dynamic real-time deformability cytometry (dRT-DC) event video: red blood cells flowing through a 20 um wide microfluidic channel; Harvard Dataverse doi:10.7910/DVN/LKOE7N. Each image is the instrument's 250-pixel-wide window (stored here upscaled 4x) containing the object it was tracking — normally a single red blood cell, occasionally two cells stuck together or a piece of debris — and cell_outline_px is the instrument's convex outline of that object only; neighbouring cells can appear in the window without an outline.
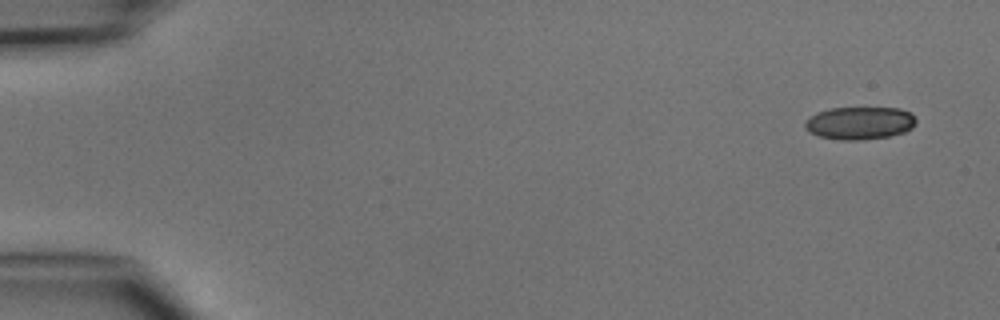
{"species": "common noctule bat (a hibernating species)", "species_latin": "Nyctalus noctula", "temperature_condition": "cold", "stored_images_in_passage": 5, "camera_frame_rate_fps": 3000, "um_per_image_px": 0.085, "animal": {"sex": "male", "body_mass_g": 15.6}, "frame": {"image": 1, "passage_image": 1, "time_ms": 0.0, "image_size_px": [1000, 320], "cell_outline_px": [[916, 120], [912, 128], [904, 132], [888, 136], [860, 140], [840, 140], [820, 136], [804, 128], [804, 120], [816, 112], [832, 108], [900, 108], [908, 112]], "centroid_in_image_um": [73.03, 10.45], "position_along_channel_um": 12.0, "area_um2": 21.04}}
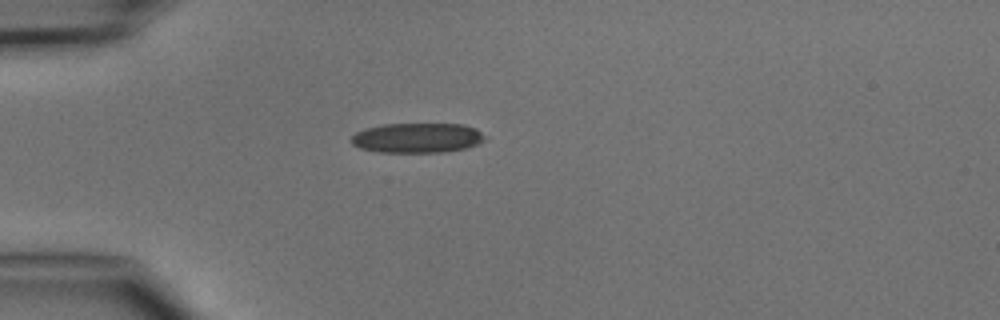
{"frame": {"image": 2, "passage_image": 4, "time_ms": 3.667, "image_size_px": [1000, 320], "cell_outline_px": [[488, 136], [480, 144], [464, 148], [444, 152], [380, 152], [360, 148], [352, 144], [348, 140], [356, 132], [364, 128], [380, 124], [464, 124], [476, 128]], "centroid_in_image_um": [35.47, 11.71], "position_along_channel_um": 49.5, "area_um2": 23.58}}